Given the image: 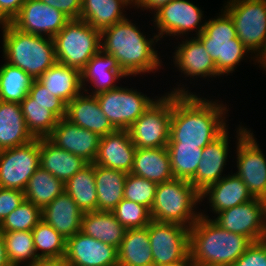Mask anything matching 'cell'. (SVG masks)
Here are the masks:
<instances>
[{"instance_id":"obj_1","label":"cell","mask_w":266,"mask_h":266,"mask_svg":"<svg viewBox=\"0 0 266 266\" xmlns=\"http://www.w3.org/2000/svg\"><path fill=\"white\" fill-rule=\"evenodd\" d=\"M178 83L168 91L173 92L168 145L204 148L228 128L229 106L227 108L219 99L203 98L189 87L185 88L186 84Z\"/></svg>"},{"instance_id":"obj_2","label":"cell","mask_w":266,"mask_h":266,"mask_svg":"<svg viewBox=\"0 0 266 266\" xmlns=\"http://www.w3.org/2000/svg\"><path fill=\"white\" fill-rule=\"evenodd\" d=\"M136 24L138 25L127 16L126 19L101 31V50L116 59L128 80L131 76L154 74L164 69L160 52L156 50V44L160 42L159 37L152 33L154 35L149 38L150 36Z\"/></svg>"},{"instance_id":"obj_3","label":"cell","mask_w":266,"mask_h":266,"mask_svg":"<svg viewBox=\"0 0 266 266\" xmlns=\"http://www.w3.org/2000/svg\"><path fill=\"white\" fill-rule=\"evenodd\" d=\"M200 211L201 216L189 229L191 260L198 266H231L253 242L221 228L205 210Z\"/></svg>"},{"instance_id":"obj_4","label":"cell","mask_w":266,"mask_h":266,"mask_svg":"<svg viewBox=\"0 0 266 266\" xmlns=\"http://www.w3.org/2000/svg\"><path fill=\"white\" fill-rule=\"evenodd\" d=\"M0 28L4 61L34 80L57 62L53 38L22 32L11 23L0 24Z\"/></svg>"},{"instance_id":"obj_5","label":"cell","mask_w":266,"mask_h":266,"mask_svg":"<svg viewBox=\"0 0 266 266\" xmlns=\"http://www.w3.org/2000/svg\"><path fill=\"white\" fill-rule=\"evenodd\" d=\"M220 11L218 16L206 20L203 32L196 38L203 44L214 60L217 72L223 77L230 73L232 75L241 61L251 58L249 61L253 60L256 65L258 59L237 37L230 15L223 8Z\"/></svg>"},{"instance_id":"obj_6","label":"cell","mask_w":266,"mask_h":266,"mask_svg":"<svg viewBox=\"0 0 266 266\" xmlns=\"http://www.w3.org/2000/svg\"><path fill=\"white\" fill-rule=\"evenodd\" d=\"M199 204L200 192L188 180L173 178L157 184L151 219L191 228L201 216Z\"/></svg>"},{"instance_id":"obj_7","label":"cell","mask_w":266,"mask_h":266,"mask_svg":"<svg viewBox=\"0 0 266 266\" xmlns=\"http://www.w3.org/2000/svg\"><path fill=\"white\" fill-rule=\"evenodd\" d=\"M53 40L57 62L79 71L101 50V32L82 19H70Z\"/></svg>"},{"instance_id":"obj_8","label":"cell","mask_w":266,"mask_h":266,"mask_svg":"<svg viewBox=\"0 0 266 266\" xmlns=\"http://www.w3.org/2000/svg\"><path fill=\"white\" fill-rule=\"evenodd\" d=\"M223 5L237 37L259 59L266 50V0H227Z\"/></svg>"},{"instance_id":"obj_9","label":"cell","mask_w":266,"mask_h":266,"mask_svg":"<svg viewBox=\"0 0 266 266\" xmlns=\"http://www.w3.org/2000/svg\"><path fill=\"white\" fill-rule=\"evenodd\" d=\"M236 130L235 174L241 178L255 198L266 200V157L254 137V131L241 125ZM252 131V132H251Z\"/></svg>"},{"instance_id":"obj_10","label":"cell","mask_w":266,"mask_h":266,"mask_svg":"<svg viewBox=\"0 0 266 266\" xmlns=\"http://www.w3.org/2000/svg\"><path fill=\"white\" fill-rule=\"evenodd\" d=\"M202 10L199 5H195L189 0H172L160 6L152 13L153 18H151L153 27L156 29L155 34L160 41L167 36L170 38L176 36L177 40L184 36L187 38L189 34L192 37L193 35L197 37L203 32L206 23ZM194 31L196 33L193 34Z\"/></svg>"},{"instance_id":"obj_11","label":"cell","mask_w":266,"mask_h":266,"mask_svg":"<svg viewBox=\"0 0 266 266\" xmlns=\"http://www.w3.org/2000/svg\"><path fill=\"white\" fill-rule=\"evenodd\" d=\"M173 108V92L159 96L128 129L136 148L167 147Z\"/></svg>"},{"instance_id":"obj_12","label":"cell","mask_w":266,"mask_h":266,"mask_svg":"<svg viewBox=\"0 0 266 266\" xmlns=\"http://www.w3.org/2000/svg\"><path fill=\"white\" fill-rule=\"evenodd\" d=\"M122 86L95 95L102 112L116 130H128L158 98L148 97L137 88Z\"/></svg>"},{"instance_id":"obj_13","label":"cell","mask_w":266,"mask_h":266,"mask_svg":"<svg viewBox=\"0 0 266 266\" xmlns=\"http://www.w3.org/2000/svg\"><path fill=\"white\" fill-rule=\"evenodd\" d=\"M40 167V143H29L0 150V187L25 191L29 179Z\"/></svg>"},{"instance_id":"obj_14","label":"cell","mask_w":266,"mask_h":266,"mask_svg":"<svg viewBox=\"0 0 266 266\" xmlns=\"http://www.w3.org/2000/svg\"><path fill=\"white\" fill-rule=\"evenodd\" d=\"M153 255V266L171 265L190 255L188 227L151 221L147 226Z\"/></svg>"},{"instance_id":"obj_15","label":"cell","mask_w":266,"mask_h":266,"mask_svg":"<svg viewBox=\"0 0 266 266\" xmlns=\"http://www.w3.org/2000/svg\"><path fill=\"white\" fill-rule=\"evenodd\" d=\"M217 216V217H216ZM221 228L244 235L252 242L266 239V200H252L217 213L211 218Z\"/></svg>"},{"instance_id":"obj_16","label":"cell","mask_w":266,"mask_h":266,"mask_svg":"<svg viewBox=\"0 0 266 266\" xmlns=\"http://www.w3.org/2000/svg\"><path fill=\"white\" fill-rule=\"evenodd\" d=\"M69 20L61 11L40 0H27L10 23L22 32L53 38Z\"/></svg>"},{"instance_id":"obj_17","label":"cell","mask_w":266,"mask_h":266,"mask_svg":"<svg viewBox=\"0 0 266 266\" xmlns=\"http://www.w3.org/2000/svg\"><path fill=\"white\" fill-rule=\"evenodd\" d=\"M183 39V40H182ZM178 42V47L175 46L174 52L172 53L174 67L184 76L185 80H189L192 84L193 79L194 83L198 78H203L209 80H215L214 78L219 79L221 76L217 72V68L214 60L209 56L203 44L196 37H187L182 38ZM184 75H183V74ZM189 77V79H186Z\"/></svg>"},{"instance_id":"obj_18","label":"cell","mask_w":266,"mask_h":266,"mask_svg":"<svg viewBox=\"0 0 266 266\" xmlns=\"http://www.w3.org/2000/svg\"><path fill=\"white\" fill-rule=\"evenodd\" d=\"M70 266H118V249L79 231L66 239Z\"/></svg>"},{"instance_id":"obj_19","label":"cell","mask_w":266,"mask_h":266,"mask_svg":"<svg viewBox=\"0 0 266 266\" xmlns=\"http://www.w3.org/2000/svg\"><path fill=\"white\" fill-rule=\"evenodd\" d=\"M229 127L214 141L203 148L202 158L195 175L189 182L201 193L208 186L217 183L226 174L228 155L230 151ZM223 175V176H222Z\"/></svg>"},{"instance_id":"obj_20","label":"cell","mask_w":266,"mask_h":266,"mask_svg":"<svg viewBox=\"0 0 266 266\" xmlns=\"http://www.w3.org/2000/svg\"><path fill=\"white\" fill-rule=\"evenodd\" d=\"M48 139L58 148L77 155L88 163H94L101 137L64 117L59 119Z\"/></svg>"},{"instance_id":"obj_21","label":"cell","mask_w":266,"mask_h":266,"mask_svg":"<svg viewBox=\"0 0 266 266\" xmlns=\"http://www.w3.org/2000/svg\"><path fill=\"white\" fill-rule=\"evenodd\" d=\"M80 72L83 91L89 95H97L118 88L116 84L118 80L128 78L118 66L116 59L102 50L96 53Z\"/></svg>"},{"instance_id":"obj_22","label":"cell","mask_w":266,"mask_h":266,"mask_svg":"<svg viewBox=\"0 0 266 266\" xmlns=\"http://www.w3.org/2000/svg\"><path fill=\"white\" fill-rule=\"evenodd\" d=\"M136 149L129 130H115L101 137L94 164L131 173Z\"/></svg>"},{"instance_id":"obj_23","label":"cell","mask_w":266,"mask_h":266,"mask_svg":"<svg viewBox=\"0 0 266 266\" xmlns=\"http://www.w3.org/2000/svg\"><path fill=\"white\" fill-rule=\"evenodd\" d=\"M201 203L207 198L210 212L217 213L252 200L254 197L247 186L235 173H228L217 183L200 193Z\"/></svg>"},{"instance_id":"obj_24","label":"cell","mask_w":266,"mask_h":266,"mask_svg":"<svg viewBox=\"0 0 266 266\" xmlns=\"http://www.w3.org/2000/svg\"><path fill=\"white\" fill-rule=\"evenodd\" d=\"M65 118L100 137L116 130L102 112L97 97L84 91L66 105Z\"/></svg>"},{"instance_id":"obj_25","label":"cell","mask_w":266,"mask_h":266,"mask_svg":"<svg viewBox=\"0 0 266 266\" xmlns=\"http://www.w3.org/2000/svg\"><path fill=\"white\" fill-rule=\"evenodd\" d=\"M83 214L64 191L42 210V219L67 239L81 231Z\"/></svg>"},{"instance_id":"obj_26","label":"cell","mask_w":266,"mask_h":266,"mask_svg":"<svg viewBox=\"0 0 266 266\" xmlns=\"http://www.w3.org/2000/svg\"><path fill=\"white\" fill-rule=\"evenodd\" d=\"M20 105L27 129L34 138H48L59 119L66 116V104L32 103L29 95Z\"/></svg>"},{"instance_id":"obj_27","label":"cell","mask_w":266,"mask_h":266,"mask_svg":"<svg viewBox=\"0 0 266 266\" xmlns=\"http://www.w3.org/2000/svg\"><path fill=\"white\" fill-rule=\"evenodd\" d=\"M40 167L64 184L89 163L83 158L58 148L48 138H39Z\"/></svg>"},{"instance_id":"obj_28","label":"cell","mask_w":266,"mask_h":266,"mask_svg":"<svg viewBox=\"0 0 266 266\" xmlns=\"http://www.w3.org/2000/svg\"><path fill=\"white\" fill-rule=\"evenodd\" d=\"M131 173L157 184L172 180L174 176L167 148H137Z\"/></svg>"},{"instance_id":"obj_29","label":"cell","mask_w":266,"mask_h":266,"mask_svg":"<svg viewBox=\"0 0 266 266\" xmlns=\"http://www.w3.org/2000/svg\"><path fill=\"white\" fill-rule=\"evenodd\" d=\"M52 95L66 105L83 92L81 72L56 62L37 79Z\"/></svg>"},{"instance_id":"obj_30","label":"cell","mask_w":266,"mask_h":266,"mask_svg":"<svg viewBox=\"0 0 266 266\" xmlns=\"http://www.w3.org/2000/svg\"><path fill=\"white\" fill-rule=\"evenodd\" d=\"M33 139L27 129L21 105L0 101V150L24 145Z\"/></svg>"},{"instance_id":"obj_31","label":"cell","mask_w":266,"mask_h":266,"mask_svg":"<svg viewBox=\"0 0 266 266\" xmlns=\"http://www.w3.org/2000/svg\"><path fill=\"white\" fill-rule=\"evenodd\" d=\"M129 7L133 8L131 0H82L80 19L101 32L126 19Z\"/></svg>"},{"instance_id":"obj_32","label":"cell","mask_w":266,"mask_h":266,"mask_svg":"<svg viewBox=\"0 0 266 266\" xmlns=\"http://www.w3.org/2000/svg\"><path fill=\"white\" fill-rule=\"evenodd\" d=\"M127 229L120 224L112 212H85L81 232L119 249Z\"/></svg>"},{"instance_id":"obj_33","label":"cell","mask_w":266,"mask_h":266,"mask_svg":"<svg viewBox=\"0 0 266 266\" xmlns=\"http://www.w3.org/2000/svg\"><path fill=\"white\" fill-rule=\"evenodd\" d=\"M127 173L95 164L97 211L111 212L124 198Z\"/></svg>"},{"instance_id":"obj_34","label":"cell","mask_w":266,"mask_h":266,"mask_svg":"<svg viewBox=\"0 0 266 266\" xmlns=\"http://www.w3.org/2000/svg\"><path fill=\"white\" fill-rule=\"evenodd\" d=\"M153 255L148 228L127 229L118 249V266H151Z\"/></svg>"},{"instance_id":"obj_35","label":"cell","mask_w":266,"mask_h":266,"mask_svg":"<svg viewBox=\"0 0 266 266\" xmlns=\"http://www.w3.org/2000/svg\"><path fill=\"white\" fill-rule=\"evenodd\" d=\"M95 164L89 163L64 185L65 192L85 212L97 211V192L94 177Z\"/></svg>"},{"instance_id":"obj_36","label":"cell","mask_w":266,"mask_h":266,"mask_svg":"<svg viewBox=\"0 0 266 266\" xmlns=\"http://www.w3.org/2000/svg\"><path fill=\"white\" fill-rule=\"evenodd\" d=\"M64 191L65 185L60 179L39 167L29 179L24 196L25 200L43 210Z\"/></svg>"},{"instance_id":"obj_37","label":"cell","mask_w":266,"mask_h":266,"mask_svg":"<svg viewBox=\"0 0 266 266\" xmlns=\"http://www.w3.org/2000/svg\"><path fill=\"white\" fill-rule=\"evenodd\" d=\"M34 79L19 67L7 62L0 65V101L21 103Z\"/></svg>"},{"instance_id":"obj_38","label":"cell","mask_w":266,"mask_h":266,"mask_svg":"<svg viewBox=\"0 0 266 266\" xmlns=\"http://www.w3.org/2000/svg\"><path fill=\"white\" fill-rule=\"evenodd\" d=\"M38 258H64L66 238L41 219L31 231Z\"/></svg>"},{"instance_id":"obj_39","label":"cell","mask_w":266,"mask_h":266,"mask_svg":"<svg viewBox=\"0 0 266 266\" xmlns=\"http://www.w3.org/2000/svg\"><path fill=\"white\" fill-rule=\"evenodd\" d=\"M8 260L12 266H26L38 259L31 231L2 232Z\"/></svg>"},{"instance_id":"obj_40","label":"cell","mask_w":266,"mask_h":266,"mask_svg":"<svg viewBox=\"0 0 266 266\" xmlns=\"http://www.w3.org/2000/svg\"><path fill=\"white\" fill-rule=\"evenodd\" d=\"M174 178L190 180L196 173L203 148L189 145H167Z\"/></svg>"},{"instance_id":"obj_41","label":"cell","mask_w":266,"mask_h":266,"mask_svg":"<svg viewBox=\"0 0 266 266\" xmlns=\"http://www.w3.org/2000/svg\"><path fill=\"white\" fill-rule=\"evenodd\" d=\"M42 219V210L32 202H24L7 215L0 223L2 232L32 231Z\"/></svg>"},{"instance_id":"obj_42","label":"cell","mask_w":266,"mask_h":266,"mask_svg":"<svg viewBox=\"0 0 266 266\" xmlns=\"http://www.w3.org/2000/svg\"><path fill=\"white\" fill-rule=\"evenodd\" d=\"M111 212L126 229L144 228L152 221L147 207L124 198Z\"/></svg>"},{"instance_id":"obj_43","label":"cell","mask_w":266,"mask_h":266,"mask_svg":"<svg viewBox=\"0 0 266 266\" xmlns=\"http://www.w3.org/2000/svg\"><path fill=\"white\" fill-rule=\"evenodd\" d=\"M157 183L128 173L124 185V199L144 205L151 210Z\"/></svg>"},{"instance_id":"obj_44","label":"cell","mask_w":266,"mask_h":266,"mask_svg":"<svg viewBox=\"0 0 266 266\" xmlns=\"http://www.w3.org/2000/svg\"><path fill=\"white\" fill-rule=\"evenodd\" d=\"M231 266H266V240L253 242Z\"/></svg>"},{"instance_id":"obj_45","label":"cell","mask_w":266,"mask_h":266,"mask_svg":"<svg viewBox=\"0 0 266 266\" xmlns=\"http://www.w3.org/2000/svg\"><path fill=\"white\" fill-rule=\"evenodd\" d=\"M25 200L24 192L0 187V223Z\"/></svg>"},{"instance_id":"obj_46","label":"cell","mask_w":266,"mask_h":266,"mask_svg":"<svg viewBox=\"0 0 266 266\" xmlns=\"http://www.w3.org/2000/svg\"><path fill=\"white\" fill-rule=\"evenodd\" d=\"M43 3L61 11L69 19H80L82 0H40Z\"/></svg>"},{"instance_id":"obj_47","label":"cell","mask_w":266,"mask_h":266,"mask_svg":"<svg viewBox=\"0 0 266 266\" xmlns=\"http://www.w3.org/2000/svg\"><path fill=\"white\" fill-rule=\"evenodd\" d=\"M28 95L32 98V103L65 104L59 97L48 92L38 80L33 81Z\"/></svg>"},{"instance_id":"obj_48","label":"cell","mask_w":266,"mask_h":266,"mask_svg":"<svg viewBox=\"0 0 266 266\" xmlns=\"http://www.w3.org/2000/svg\"><path fill=\"white\" fill-rule=\"evenodd\" d=\"M27 0H0V24L10 23Z\"/></svg>"},{"instance_id":"obj_49","label":"cell","mask_w":266,"mask_h":266,"mask_svg":"<svg viewBox=\"0 0 266 266\" xmlns=\"http://www.w3.org/2000/svg\"><path fill=\"white\" fill-rule=\"evenodd\" d=\"M172 0H135L133 2V8L140 9L141 11L147 10L146 12L153 13L156 11L160 6L171 2Z\"/></svg>"},{"instance_id":"obj_50","label":"cell","mask_w":266,"mask_h":266,"mask_svg":"<svg viewBox=\"0 0 266 266\" xmlns=\"http://www.w3.org/2000/svg\"><path fill=\"white\" fill-rule=\"evenodd\" d=\"M26 266H70L64 258H38Z\"/></svg>"},{"instance_id":"obj_51","label":"cell","mask_w":266,"mask_h":266,"mask_svg":"<svg viewBox=\"0 0 266 266\" xmlns=\"http://www.w3.org/2000/svg\"><path fill=\"white\" fill-rule=\"evenodd\" d=\"M0 266H12L6 254L3 233L1 230H0Z\"/></svg>"},{"instance_id":"obj_52","label":"cell","mask_w":266,"mask_h":266,"mask_svg":"<svg viewBox=\"0 0 266 266\" xmlns=\"http://www.w3.org/2000/svg\"><path fill=\"white\" fill-rule=\"evenodd\" d=\"M163 266H195V264L193 263L190 255H189L185 260H183L181 262L171 264V265H163Z\"/></svg>"},{"instance_id":"obj_53","label":"cell","mask_w":266,"mask_h":266,"mask_svg":"<svg viewBox=\"0 0 266 266\" xmlns=\"http://www.w3.org/2000/svg\"><path fill=\"white\" fill-rule=\"evenodd\" d=\"M259 64V68L261 66L262 69H264L263 71H266V50L265 52L259 57L258 59V63L257 65Z\"/></svg>"}]
</instances>
